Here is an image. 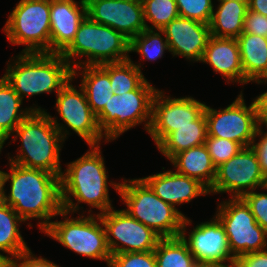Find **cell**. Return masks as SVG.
<instances>
[{"label":"cell","instance_id":"6da1fadb","mask_svg":"<svg viewBox=\"0 0 267 267\" xmlns=\"http://www.w3.org/2000/svg\"><path fill=\"white\" fill-rule=\"evenodd\" d=\"M10 164V173L2 172L0 199L10 205L17 214L27 221L38 218L39 229L43 231L53 216L62 211L60 176L40 169H30ZM10 180V194L6 195L5 183Z\"/></svg>","mask_w":267,"mask_h":267},{"label":"cell","instance_id":"7a4b0ae2","mask_svg":"<svg viewBox=\"0 0 267 267\" xmlns=\"http://www.w3.org/2000/svg\"><path fill=\"white\" fill-rule=\"evenodd\" d=\"M63 125L45 110L32 111L13 132L17 134L13 141L20 137L22 145L16 157H9V162L61 176L60 144L69 134Z\"/></svg>","mask_w":267,"mask_h":267},{"label":"cell","instance_id":"3957f363","mask_svg":"<svg viewBox=\"0 0 267 267\" xmlns=\"http://www.w3.org/2000/svg\"><path fill=\"white\" fill-rule=\"evenodd\" d=\"M82 157L69 163L60 176L62 210H79L78 203H87L102 214L112 207L108 191V175L99 145H91ZM73 196L77 203L71 200Z\"/></svg>","mask_w":267,"mask_h":267},{"label":"cell","instance_id":"277c9868","mask_svg":"<svg viewBox=\"0 0 267 267\" xmlns=\"http://www.w3.org/2000/svg\"><path fill=\"white\" fill-rule=\"evenodd\" d=\"M3 77L23 100L59 91L73 78V69L60 53H20Z\"/></svg>","mask_w":267,"mask_h":267},{"label":"cell","instance_id":"5b68a950","mask_svg":"<svg viewBox=\"0 0 267 267\" xmlns=\"http://www.w3.org/2000/svg\"><path fill=\"white\" fill-rule=\"evenodd\" d=\"M128 182V183H127ZM118 192L131 217L151 228L161 238L179 237L186 216L160 199L142 179L110 183Z\"/></svg>","mask_w":267,"mask_h":267},{"label":"cell","instance_id":"8992f818","mask_svg":"<svg viewBox=\"0 0 267 267\" xmlns=\"http://www.w3.org/2000/svg\"><path fill=\"white\" fill-rule=\"evenodd\" d=\"M130 40L113 28L92 21L88 16L81 22L75 39L61 53L72 69L80 66L101 65L130 59ZM87 56L84 62L72 61ZM72 58V59H71Z\"/></svg>","mask_w":267,"mask_h":267},{"label":"cell","instance_id":"52a82bcc","mask_svg":"<svg viewBox=\"0 0 267 267\" xmlns=\"http://www.w3.org/2000/svg\"><path fill=\"white\" fill-rule=\"evenodd\" d=\"M158 89L145 80L136 90L122 95L113 94L104 109L96 116L105 141L116 140L122 133L145 122L148 132L153 99Z\"/></svg>","mask_w":267,"mask_h":267},{"label":"cell","instance_id":"ba28073f","mask_svg":"<svg viewBox=\"0 0 267 267\" xmlns=\"http://www.w3.org/2000/svg\"><path fill=\"white\" fill-rule=\"evenodd\" d=\"M67 214L69 213L62 210L59 216H63L64 221H51L42 232L75 253L88 258L105 260L109 266L112 254L99 214L96 215L97 220L93 214L70 219Z\"/></svg>","mask_w":267,"mask_h":267},{"label":"cell","instance_id":"9c48e42d","mask_svg":"<svg viewBox=\"0 0 267 267\" xmlns=\"http://www.w3.org/2000/svg\"><path fill=\"white\" fill-rule=\"evenodd\" d=\"M3 31L22 53H50V0H20Z\"/></svg>","mask_w":267,"mask_h":267},{"label":"cell","instance_id":"30bf717a","mask_svg":"<svg viewBox=\"0 0 267 267\" xmlns=\"http://www.w3.org/2000/svg\"><path fill=\"white\" fill-rule=\"evenodd\" d=\"M218 205L216 217L225 228L232 256L267 249V232L256 222L249 205L241 198H229Z\"/></svg>","mask_w":267,"mask_h":267},{"label":"cell","instance_id":"8fae6325","mask_svg":"<svg viewBox=\"0 0 267 267\" xmlns=\"http://www.w3.org/2000/svg\"><path fill=\"white\" fill-rule=\"evenodd\" d=\"M207 121V136L228 139L248 147L256 139L261 126L254 101L247 107L240 95L225 109L216 110L210 106L204 110Z\"/></svg>","mask_w":267,"mask_h":267},{"label":"cell","instance_id":"7c38bea8","mask_svg":"<svg viewBox=\"0 0 267 267\" xmlns=\"http://www.w3.org/2000/svg\"><path fill=\"white\" fill-rule=\"evenodd\" d=\"M266 181L252 147H243L235 156L216 168L215 181L209 193L228 192L233 193V198H241L256 188L263 189Z\"/></svg>","mask_w":267,"mask_h":267},{"label":"cell","instance_id":"4fadbf2b","mask_svg":"<svg viewBox=\"0 0 267 267\" xmlns=\"http://www.w3.org/2000/svg\"><path fill=\"white\" fill-rule=\"evenodd\" d=\"M99 217L104 225L107 244L112 255L154 251L161 239L156 232L131 217L124 209L111 208L99 214Z\"/></svg>","mask_w":267,"mask_h":267},{"label":"cell","instance_id":"5bb4252c","mask_svg":"<svg viewBox=\"0 0 267 267\" xmlns=\"http://www.w3.org/2000/svg\"><path fill=\"white\" fill-rule=\"evenodd\" d=\"M205 103L193 97H166L161 90L154 96L152 117L148 133L158 145L168 134L194 121L204 112Z\"/></svg>","mask_w":267,"mask_h":267},{"label":"cell","instance_id":"9a60e30c","mask_svg":"<svg viewBox=\"0 0 267 267\" xmlns=\"http://www.w3.org/2000/svg\"><path fill=\"white\" fill-rule=\"evenodd\" d=\"M68 83L56 95V108L67 127L71 128L85 142L91 145H99L104 134L99 129L97 117L91 110L84 89L80 91Z\"/></svg>","mask_w":267,"mask_h":267},{"label":"cell","instance_id":"2e32d148","mask_svg":"<svg viewBox=\"0 0 267 267\" xmlns=\"http://www.w3.org/2000/svg\"><path fill=\"white\" fill-rule=\"evenodd\" d=\"M87 16L131 40L146 29L142 0H85Z\"/></svg>","mask_w":267,"mask_h":267},{"label":"cell","instance_id":"e0dca14e","mask_svg":"<svg viewBox=\"0 0 267 267\" xmlns=\"http://www.w3.org/2000/svg\"><path fill=\"white\" fill-rule=\"evenodd\" d=\"M212 219L196 225L187 239L186 227L192 220L185 217L180 237L187 244L195 261L235 262L236 259L232 256L224 226L216 216Z\"/></svg>","mask_w":267,"mask_h":267},{"label":"cell","instance_id":"ac0fdd59","mask_svg":"<svg viewBox=\"0 0 267 267\" xmlns=\"http://www.w3.org/2000/svg\"><path fill=\"white\" fill-rule=\"evenodd\" d=\"M161 30L173 56L178 55L191 61H201L211 37L208 24L179 16Z\"/></svg>","mask_w":267,"mask_h":267},{"label":"cell","instance_id":"d6986e66","mask_svg":"<svg viewBox=\"0 0 267 267\" xmlns=\"http://www.w3.org/2000/svg\"><path fill=\"white\" fill-rule=\"evenodd\" d=\"M86 16L85 0H50V53L61 54L71 44Z\"/></svg>","mask_w":267,"mask_h":267},{"label":"cell","instance_id":"ffe728a7","mask_svg":"<svg viewBox=\"0 0 267 267\" xmlns=\"http://www.w3.org/2000/svg\"><path fill=\"white\" fill-rule=\"evenodd\" d=\"M164 202L172 205L191 202L193 198L210 194L199 180L184 176L177 171H166L142 178Z\"/></svg>","mask_w":267,"mask_h":267},{"label":"cell","instance_id":"44dd1931","mask_svg":"<svg viewBox=\"0 0 267 267\" xmlns=\"http://www.w3.org/2000/svg\"><path fill=\"white\" fill-rule=\"evenodd\" d=\"M200 62L209 64L214 72L221 73L227 82L244 84V72L236 38H209Z\"/></svg>","mask_w":267,"mask_h":267},{"label":"cell","instance_id":"7402d4cb","mask_svg":"<svg viewBox=\"0 0 267 267\" xmlns=\"http://www.w3.org/2000/svg\"><path fill=\"white\" fill-rule=\"evenodd\" d=\"M170 162L178 173L199 180L208 189L212 187L216 167L205 144L175 154Z\"/></svg>","mask_w":267,"mask_h":267},{"label":"cell","instance_id":"603a6c76","mask_svg":"<svg viewBox=\"0 0 267 267\" xmlns=\"http://www.w3.org/2000/svg\"><path fill=\"white\" fill-rule=\"evenodd\" d=\"M236 40L244 72V84L267 76V37L242 33Z\"/></svg>","mask_w":267,"mask_h":267},{"label":"cell","instance_id":"cb8c5ba5","mask_svg":"<svg viewBox=\"0 0 267 267\" xmlns=\"http://www.w3.org/2000/svg\"><path fill=\"white\" fill-rule=\"evenodd\" d=\"M217 11H213L209 28L212 36L237 38L242 34L244 18L248 10L245 0H218Z\"/></svg>","mask_w":267,"mask_h":267},{"label":"cell","instance_id":"d4e9b609","mask_svg":"<svg viewBox=\"0 0 267 267\" xmlns=\"http://www.w3.org/2000/svg\"><path fill=\"white\" fill-rule=\"evenodd\" d=\"M22 99L4 77L0 78V146H3L14 130L32 111H44L41 107L20 110Z\"/></svg>","mask_w":267,"mask_h":267},{"label":"cell","instance_id":"484cf974","mask_svg":"<svg viewBox=\"0 0 267 267\" xmlns=\"http://www.w3.org/2000/svg\"><path fill=\"white\" fill-rule=\"evenodd\" d=\"M77 69H83L80 86L84 89L88 104L97 116L112 98V85L109 73L101 65L80 66L73 69V78Z\"/></svg>","mask_w":267,"mask_h":267},{"label":"cell","instance_id":"4316f807","mask_svg":"<svg viewBox=\"0 0 267 267\" xmlns=\"http://www.w3.org/2000/svg\"><path fill=\"white\" fill-rule=\"evenodd\" d=\"M207 137V121L203 112L194 125H184L168 134L158 145L159 151L171 159L175 154L205 144Z\"/></svg>","mask_w":267,"mask_h":267},{"label":"cell","instance_id":"83f0119b","mask_svg":"<svg viewBox=\"0 0 267 267\" xmlns=\"http://www.w3.org/2000/svg\"><path fill=\"white\" fill-rule=\"evenodd\" d=\"M20 222L25 221L0 199V251L10 254L9 260L29 249L19 231Z\"/></svg>","mask_w":267,"mask_h":267},{"label":"cell","instance_id":"f1b7e54d","mask_svg":"<svg viewBox=\"0 0 267 267\" xmlns=\"http://www.w3.org/2000/svg\"><path fill=\"white\" fill-rule=\"evenodd\" d=\"M101 66L109 73L112 92L115 95L136 90L146 80L141 72V65L133 63L131 59L104 63Z\"/></svg>","mask_w":267,"mask_h":267},{"label":"cell","instance_id":"f546056e","mask_svg":"<svg viewBox=\"0 0 267 267\" xmlns=\"http://www.w3.org/2000/svg\"><path fill=\"white\" fill-rule=\"evenodd\" d=\"M154 253L157 267H194V256L180 236L161 238Z\"/></svg>","mask_w":267,"mask_h":267},{"label":"cell","instance_id":"4dcf8cb0","mask_svg":"<svg viewBox=\"0 0 267 267\" xmlns=\"http://www.w3.org/2000/svg\"><path fill=\"white\" fill-rule=\"evenodd\" d=\"M162 34V30L145 29L130 40L129 51L139 53L144 60L161 58L165 50L169 51L167 39L162 38Z\"/></svg>","mask_w":267,"mask_h":267},{"label":"cell","instance_id":"1f68e13d","mask_svg":"<svg viewBox=\"0 0 267 267\" xmlns=\"http://www.w3.org/2000/svg\"><path fill=\"white\" fill-rule=\"evenodd\" d=\"M146 29L161 30L172 20L179 17L175 0H142ZM149 21L152 26L147 24Z\"/></svg>","mask_w":267,"mask_h":267},{"label":"cell","instance_id":"d6a6232c","mask_svg":"<svg viewBox=\"0 0 267 267\" xmlns=\"http://www.w3.org/2000/svg\"><path fill=\"white\" fill-rule=\"evenodd\" d=\"M205 145L216 168L227 162L243 148L237 142L212 136L206 137Z\"/></svg>","mask_w":267,"mask_h":267},{"label":"cell","instance_id":"836d02e7","mask_svg":"<svg viewBox=\"0 0 267 267\" xmlns=\"http://www.w3.org/2000/svg\"><path fill=\"white\" fill-rule=\"evenodd\" d=\"M180 17L208 24L215 10L212 0H175Z\"/></svg>","mask_w":267,"mask_h":267},{"label":"cell","instance_id":"e575fe53","mask_svg":"<svg viewBox=\"0 0 267 267\" xmlns=\"http://www.w3.org/2000/svg\"><path fill=\"white\" fill-rule=\"evenodd\" d=\"M108 267H157L154 251L113 254Z\"/></svg>","mask_w":267,"mask_h":267},{"label":"cell","instance_id":"d590c367","mask_svg":"<svg viewBox=\"0 0 267 267\" xmlns=\"http://www.w3.org/2000/svg\"><path fill=\"white\" fill-rule=\"evenodd\" d=\"M263 189L267 190L265 186ZM249 205L256 222L267 232V194L254 191L242 197Z\"/></svg>","mask_w":267,"mask_h":267},{"label":"cell","instance_id":"8d00e7d4","mask_svg":"<svg viewBox=\"0 0 267 267\" xmlns=\"http://www.w3.org/2000/svg\"><path fill=\"white\" fill-rule=\"evenodd\" d=\"M242 33L267 37V16L247 10Z\"/></svg>","mask_w":267,"mask_h":267},{"label":"cell","instance_id":"74e56055","mask_svg":"<svg viewBox=\"0 0 267 267\" xmlns=\"http://www.w3.org/2000/svg\"><path fill=\"white\" fill-rule=\"evenodd\" d=\"M30 248L8 261V267H59L57 264L32 255ZM22 260V261H21Z\"/></svg>","mask_w":267,"mask_h":267},{"label":"cell","instance_id":"f35d334b","mask_svg":"<svg viewBox=\"0 0 267 267\" xmlns=\"http://www.w3.org/2000/svg\"><path fill=\"white\" fill-rule=\"evenodd\" d=\"M261 128L262 126L257 129L255 134V136L261 137L260 141L255 143L256 140L254 138L250 146L252 147L257 156L264 177L267 179V131L264 132Z\"/></svg>","mask_w":267,"mask_h":267},{"label":"cell","instance_id":"ab89813d","mask_svg":"<svg viewBox=\"0 0 267 267\" xmlns=\"http://www.w3.org/2000/svg\"><path fill=\"white\" fill-rule=\"evenodd\" d=\"M235 267H267V250L240 255Z\"/></svg>","mask_w":267,"mask_h":267},{"label":"cell","instance_id":"60d3db41","mask_svg":"<svg viewBox=\"0 0 267 267\" xmlns=\"http://www.w3.org/2000/svg\"><path fill=\"white\" fill-rule=\"evenodd\" d=\"M261 125L267 124V91L253 99Z\"/></svg>","mask_w":267,"mask_h":267},{"label":"cell","instance_id":"b9f144b4","mask_svg":"<svg viewBox=\"0 0 267 267\" xmlns=\"http://www.w3.org/2000/svg\"><path fill=\"white\" fill-rule=\"evenodd\" d=\"M248 9L267 16V0H249Z\"/></svg>","mask_w":267,"mask_h":267},{"label":"cell","instance_id":"7bdbcfd3","mask_svg":"<svg viewBox=\"0 0 267 267\" xmlns=\"http://www.w3.org/2000/svg\"><path fill=\"white\" fill-rule=\"evenodd\" d=\"M194 267H235V262H204V261H195Z\"/></svg>","mask_w":267,"mask_h":267},{"label":"cell","instance_id":"ee69618b","mask_svg":"<svg viewBox=\"0 0 267 267\" xmlns=\"http://www.w3.org/2000/svg\"><path fill=\"white\" fill-rule=\"evenodd\" d=\"M9 257L0 253V267H8Z\"/></svg>","mask_w":267,"mask_h":267},{"label":"cell","instance_id":"f6af8a7d","mask_svg":"<svg viewBox=\"0 0 267 267\" xmlns=\"http://www.w3.org/2000/svg\"><path fill=\"white\" fill-rule=\"evenodd\" d=\"M253 82H257L258 84L263 83V82L267 83V76L259 78V79L255 80Z\"/></svg>","mask_w":267,"mask_h":267},{"label":"cell","instance_id":"bcb514c9","mask_svg":"<svg viewBox=\"0 0 267 267\" xmlns=\"http://www.w3.org/2000/svg\"><path fill=\"white\" fill-rule=\"evenodd\" d=\"M3 148V146H0V153H1V149ZM2 170H0V196H1V191H2Z\"/></svg>","mask_w":267,"mask_h":267}]
</instances>
